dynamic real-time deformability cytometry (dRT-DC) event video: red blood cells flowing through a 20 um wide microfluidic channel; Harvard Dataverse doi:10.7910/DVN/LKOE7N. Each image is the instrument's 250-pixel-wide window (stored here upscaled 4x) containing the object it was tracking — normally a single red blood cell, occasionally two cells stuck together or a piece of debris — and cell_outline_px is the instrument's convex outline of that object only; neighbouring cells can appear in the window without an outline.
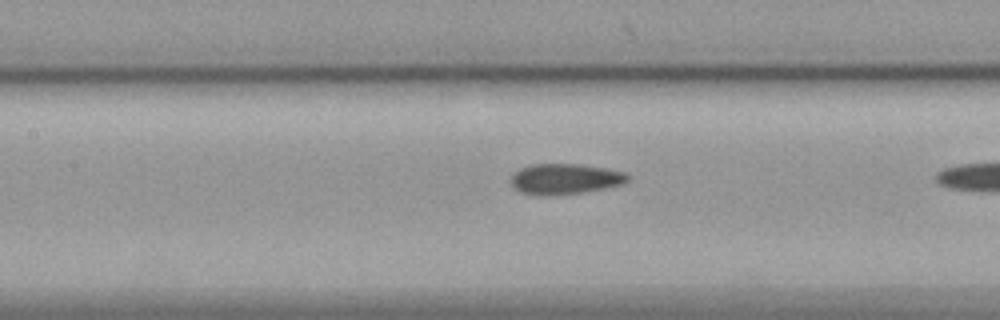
{"species": "common noctule bat (a hibernating species)", "species_latin": "Nyctalus noctula", "temperature_condition": "cold", "stored_images_in_passage": 25, "camera_frame_rate_fps": 3000, "um_per_image_px": 0.085, "animal": {"sex": "female", "body_mass_g": 19.9}, "frame": {"image": 1, "passage_image": 20, "time_ms": 6.333, "image_size_px": [1000, 320], "cell_outline_px": [[632, 176], [628, 180], [620, 184], [604, 188], [584, 192], [548, 196], [536, 196], [520, 192], [512, 188], [512, 176], [520, 168], [532, 164], [580, 164], [608, 168], [624, 172]], "centroid_in_image_um": [48.02, 15.21], "position_along_channel_um": 159.4, "area_um2": 20.98}}
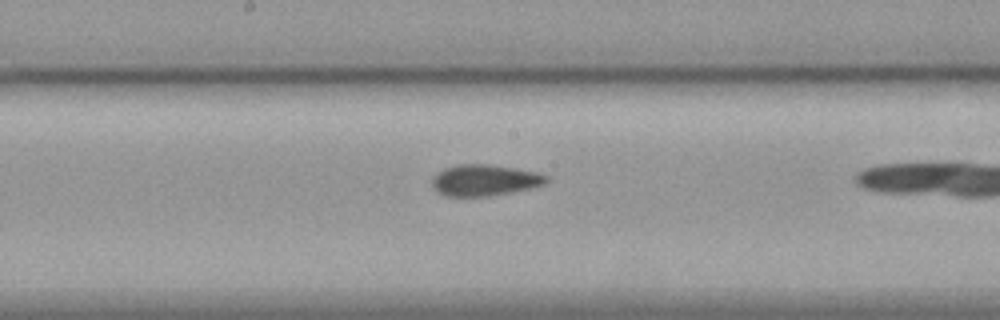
{"frame": {"image": 2, "passage_image": 24, "time_ms": 7.667, "image_size_px": [1000, 320], "cell_outline_px": [[548, 180], [544, 184], [512, 192], [488, 196], [444, 196], [436, 192], [432, 184], [432, 176], [436, 172], [444, 168], [456, 164], [488, 164], [536, 172], [548, 176]], "centroid_in_image_um": [41.12, 15.31], "position_along_channel_um": 207.1, "area_um2": 20.81}}